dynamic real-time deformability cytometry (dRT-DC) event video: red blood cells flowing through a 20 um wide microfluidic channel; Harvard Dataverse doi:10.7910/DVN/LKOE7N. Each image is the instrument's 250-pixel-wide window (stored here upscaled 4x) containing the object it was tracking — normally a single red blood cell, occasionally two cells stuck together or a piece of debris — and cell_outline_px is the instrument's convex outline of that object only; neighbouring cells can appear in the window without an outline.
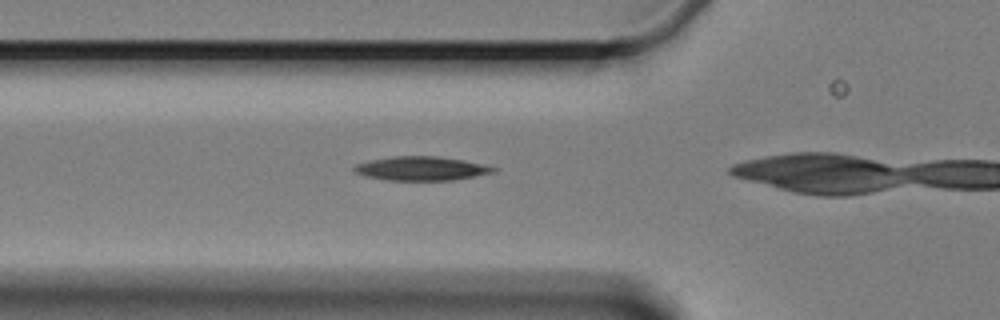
{"species": "Egyptian fruit bat (a non-hibernating species)", "species_latin": "Rousettus aegyptiacus", "temperature_condition": "cold", "stored_images_in_passage": 3, "camera_frame_rate_fps": 3000, "um_per_image_px": 0.085, "animal": {"sex": "female"}, "frame": {"image": 1, "passage_image": 2, "time_ms": 1.0, "image_size_px": [1000, 320], "cell_outline_px": [[496, 172], [452, 180], [388, 180], [364, 176], [356, 172], [352, 168], [356, 164], [372, 160], [392, 156], [436, 156], [464, 160], [496, 168]], "centroid_in_image_um": [35.78, 14.32], "position_along_channel_um": 90.0, "area_um2": 19.19}}